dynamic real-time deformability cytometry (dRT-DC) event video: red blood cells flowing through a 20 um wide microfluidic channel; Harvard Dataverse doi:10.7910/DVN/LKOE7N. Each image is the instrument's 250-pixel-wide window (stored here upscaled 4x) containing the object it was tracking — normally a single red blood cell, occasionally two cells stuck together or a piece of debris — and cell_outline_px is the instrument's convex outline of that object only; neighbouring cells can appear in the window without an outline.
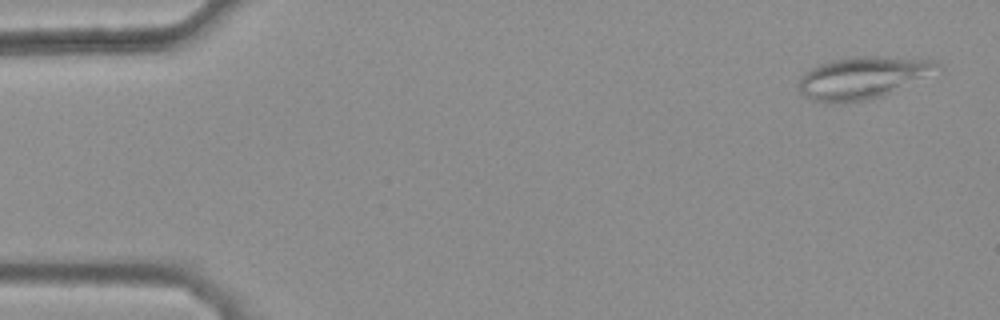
{"species": "common noctule bat (a hibernating species)", "species_latin": "Nyctalus noctula", "temperature_condition": "warm", "stored_images_in_passage": 46, "camera_frame_rate_fps": 3000, "um_per_image_px": 0.085, "animal": {"sex": "female", "body_mass_g": 25.1}, "frame": {"image": 1, "passage_image": 2, "time_ms": 0.333, "image_size_px": [1000, 320], "cell_outline_px": [[944, 68], [884, 96], [868, 100], [812, 100], [800, 96], [796, 84], [800, 76], [804, 72], [820, 64], [832, 60], [848, 56], [884, 56], [932, 60], [940, 64]], "centroid_in_image_um": [73.32, 6.57], "position_along_channel_um": 11.7, "area_um2": 33.87}}
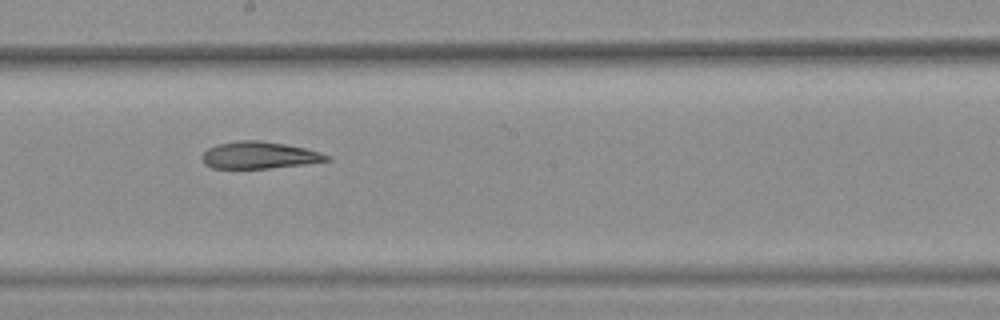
{"frame": {"image": 2, "passage_image": 28, "time_ms": 9.0, "image_size_px": [1000, 320], "cell_outline_px": [[332, 160], [304, 164], [268, 168], [212, 168], [204, 164], [200, 156], [208, 148], [216, 144], [236, 140], [260, 140], [284, 144], [304, 148], [320, 152], [332, 156]], "centroid_in_image_um": [22.02, 13.18], "position_along_channel_um": 226.2, "area_um2": 19.71}}
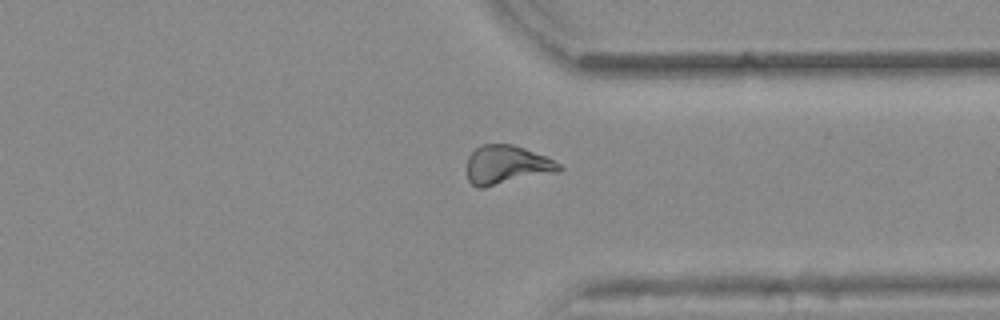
{"frame": {"image": 3, "passage_image": 39, "time_ms": 12.667, "image_size_px": [1000, 320], "cell_outline_px": [[564, 168], [560, 172], [484, 188], [476, 188], [468, 180], [468, 156], [480, 144], [512, 144], [524, 148], [544, 156], [560, 164]], "centroid_in_image_um": [43.08, 14.04], "position_along_channel_um": 368.3, "area_um2": 21.04}, "authors_computed_cell_mechanics": {"area_um2": 21.0392, "velocity_mm_per_s": 3.8843, "shape_relaxation_time_tau1_ms": null, "shape_relaxation_time_tau2_ms": 6.6981, "deformation_change_tau1": null, "deformation_change_tau2": 0.1891}}